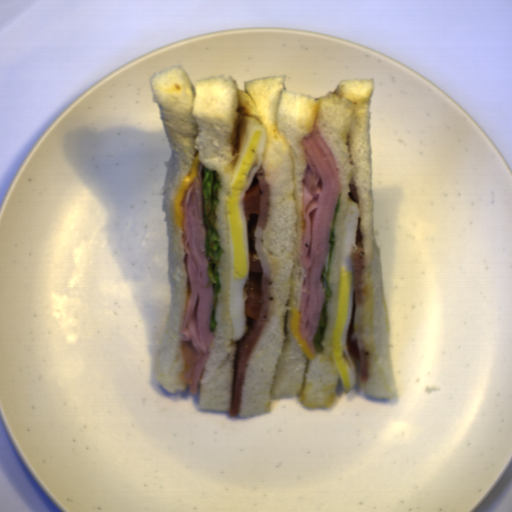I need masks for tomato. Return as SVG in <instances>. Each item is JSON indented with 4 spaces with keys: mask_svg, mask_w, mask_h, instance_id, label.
I'll return each mask as SVG.
<instances>
[{
    "mask_svg": "<svg viewBox=\"0 0 512 512\" xmlns=\"http://www.w3.org/2000/svg\"><path fill=\"white\" fill-rule=\"evenodd\" d=\"M261 185L254 175L244 194V214L247 226L250 268L244 293V312L256 323L263 307L264 272L256 250L255 234L260 216Z\"/></svg>",
    "mask_w": 512,
    "mask_h": 512,
    "instance_id": "512abeb7",
    "label": "tomato"
}]
</instances>
